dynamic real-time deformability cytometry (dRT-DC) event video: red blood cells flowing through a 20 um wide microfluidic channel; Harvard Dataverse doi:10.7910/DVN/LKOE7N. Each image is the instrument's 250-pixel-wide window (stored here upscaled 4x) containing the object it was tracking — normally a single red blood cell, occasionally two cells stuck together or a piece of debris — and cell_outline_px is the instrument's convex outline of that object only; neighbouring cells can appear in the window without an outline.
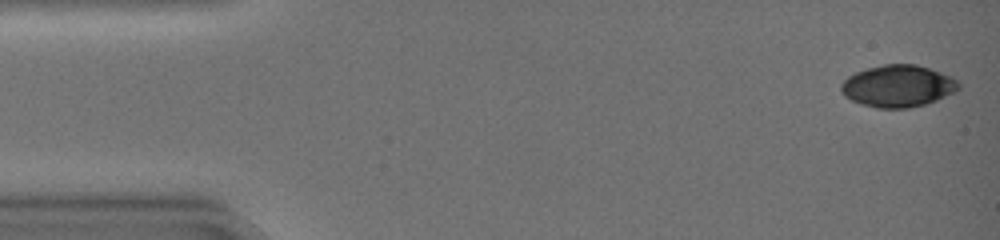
{"species": "common noctule bat (a hibernating species)", "species_latin": "Nyctalus noctula", "temperature_condition": "warm", "stored_images_in_passage": 45, "camera_frame_rate_fps": 3000, "um_per_image_px": 0.085, "animal": {"sex": "female", "body_mass_g": 19.0, "forearm_length_mm": 51.5}, "frame": {"image": 1, "passage_image": 1, "time_ms": 0.0, "image_size_px": [1000, 240], "cell_outline_px": [[960, 88], [956, 92], [936, 100], [924, 104], [908, 108], [876, 108], [852, 100], [844, 96], [840, 88], [840, 84], [848, 76], [856, 72], [868, 68], [884, 64], [916, 64], [952, 76], [960, 84]], "centroid_in_image_um": [76.34, 7.31], "position_along_channel_um": 8.7, "area_um2": 28.67}}
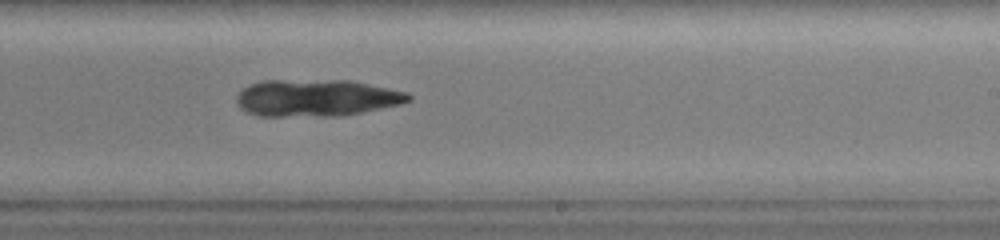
{"frame": {"image": 2, "passage_image": 28, "time_ms": 9.0, "image_size_px": [1000, 240], "cell_outline_px": [[412, 100], [400, 104], [344, 116], [260, 116], [248, 112], [240, 108], [236, 100], [236, 96], [248, 84], [264, 80], [348, 80], [408, 92], [412, 96]], "centroid_in_image_um": [26.9, 8.32], "position_along_channel_um": 262.1, "area_um2": 37.17}}
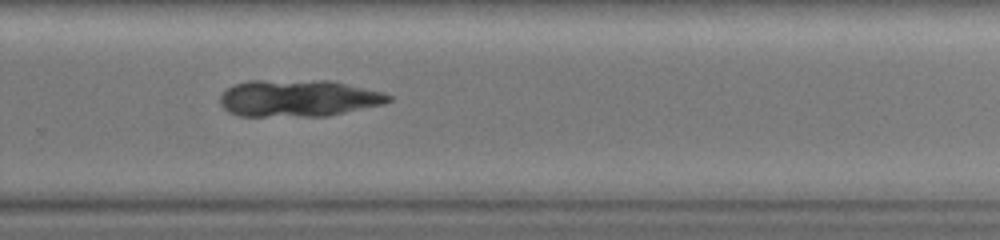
{"frame": {"image": 3, "passage_image": 31, "time_ms": 10.0, "image_size_px": [1000, 240], "cell_outline_px": [[392, 100], [384, 104], [328, 116], [240, 116], [228, 112], [220, 104], [220, 96], [228, 88], [236, 84], [248, 80], [332, 80], [384, 92], [392, 96]], "centroid_in_image_um": [25.39, 8.34], "position_along_channel_um": 304.4, "area_um2": 36.59}}